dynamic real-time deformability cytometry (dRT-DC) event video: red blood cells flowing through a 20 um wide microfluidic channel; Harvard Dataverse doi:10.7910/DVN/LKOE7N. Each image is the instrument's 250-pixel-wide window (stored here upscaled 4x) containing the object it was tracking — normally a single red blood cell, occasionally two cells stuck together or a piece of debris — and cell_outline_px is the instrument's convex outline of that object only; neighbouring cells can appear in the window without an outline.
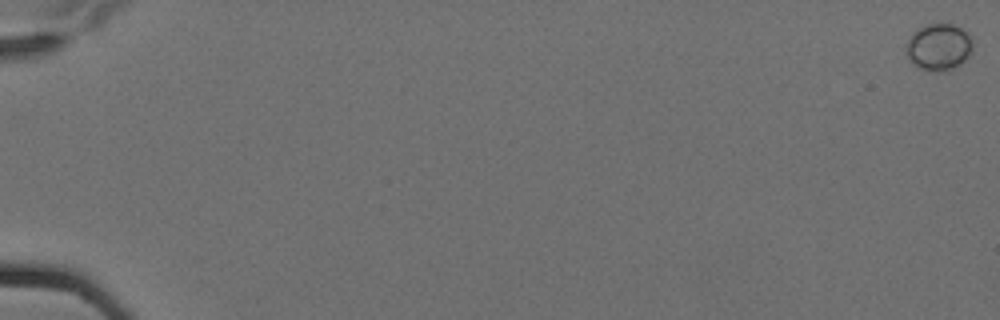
{"species": "Egyptian fruit bat (a non-hibernating species)", "species_latin": "Rousettus aegyptiacus", "temperature_condition": "cold", "stored_images_in_passage": 4, "camera_frame_rate_fps": 3000, "um_per_image_px": 0.085, "animal": {"sex": "female"}, "frame": {"image": 1, "passage_image": 1, "time_ms": 0.0, "image_size_px": [1000, 320], "cell_outline_px": [[972, 52], [960, 64], [952, 68], [936, 72], [932, 72], [920, 68], [908, 60], [908, 40], [912, 32], [928, 24], [952, 24], [968, 32], [972, 36]], "centroid_in_image_um": [79.82, 3.99], "position_along_channel_um": 5.2, "area_um2": 17.98}}